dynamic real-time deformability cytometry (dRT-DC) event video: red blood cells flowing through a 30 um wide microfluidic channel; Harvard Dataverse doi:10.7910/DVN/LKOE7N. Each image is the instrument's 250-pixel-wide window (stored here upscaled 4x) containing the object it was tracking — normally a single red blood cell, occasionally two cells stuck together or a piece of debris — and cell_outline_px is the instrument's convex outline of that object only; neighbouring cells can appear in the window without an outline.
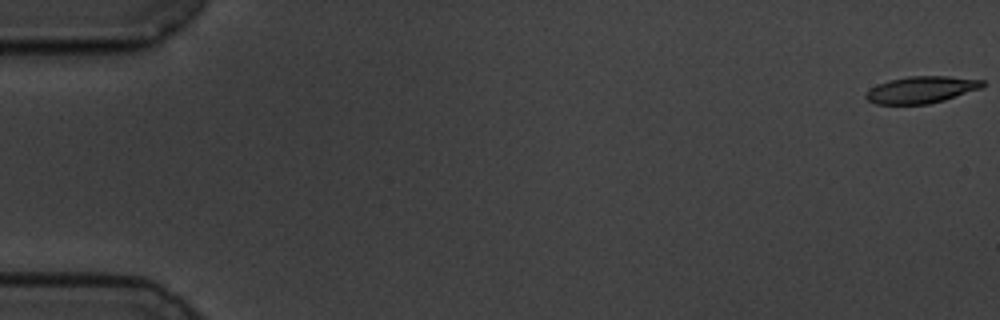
{"species": "common noctule bat (a hibernating species)", "species_latin": "Nyctalus noctula", "temperature_condition": "cold", "stored_images_in_passage": 58, "camera_frame_rate_fps": 3000, "um_per_image_px": 0.085, "animal": {"sex": "male", "body_mass_g": 19.5, "forearm_length_mm": 54.6}, "frame": {"image": 1, "passage_image": 1, "time_ms": 0.0, "image_size_px": [1000, 320], "cell_outline_px": [[984, 88], [944, 100], [928, 104], [876, 104], [868, 100], [864, 96], [872, 88], [888, 80], [908, 76], [948, 76], [984, 80]], "centroid_in_image_um": [78.37, 7.62], "position_along_channel_um": 6.6, "area_um2": 18.21}}
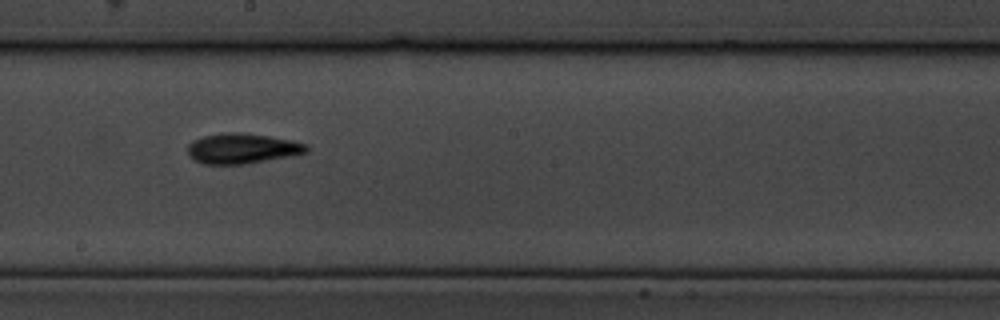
{"frame": {"image": 2, "passage_image": 33, "time_ms": 10.667, "image_size_px": [1000, 320], "cell_outline_px": [[308, 152], [292, 156], [244, 164], [204, 164], [188, 156], [188, 144], [192, 140], [204, 136], [224, 132], [240, 132], [268, 136], [292, 140], [308, 144]], "centroid_in_image_um": [20.59, 12.62], "position_along_channel_um": 227.6, "area_um2": 21.04}}
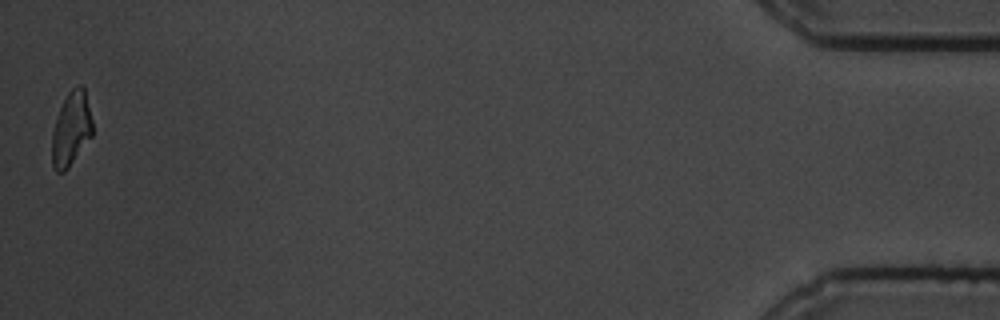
{"frame": {"image": 3, "passage_image": 58, "time_ms": 19.0, "image_size_px": [1000, 320], "cell_outline_px": [[92, 136], [68, 168], [64, 172], [56, 172], [52, 168], [52, 132], [56, 116], [68, 92], [76, 84], [80, 84], [84, 88], [92, 120]], "centroid_in_image_um": [6.04, 10.97], "position_along_channel_um": 429.2, "area_um2": 17.51}, "authors_computed_cell_mechanics": {"area_um2": 19.5653, "velocity_mm_per_s": 3.4951, "shape_relaxation_time_tau1_ms": 3.3922, "shape_relaxation_time_tau2_ms": 5.5233, "deformation_change_tau1": 0.1569, "deformation_change_tau2": 0.1042}}